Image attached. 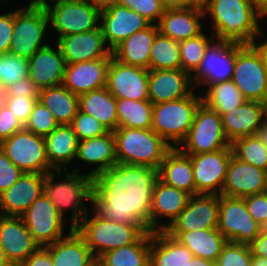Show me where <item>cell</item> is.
<instances>
[{"mask_svg":"<svg viewBox=\"0 0 267 266\" xmlns=\"http://www.w3.org/2000/svg\"><path fill=\"white\" fill-rule=\"evenodd\" d=\"M159 169L117 163L93 178L94 211L104 220L136 224L150 232L153 188Z\"/></svg>","mask_w":267,"mask_h":266,"instance_id":"1","label":"cell"},{"mask_svg":"<svg viewBox=\"0 0 267 266\" xmlns=\"http://www.w3.org/2000/svg\"><path fill=\"white\" fill-rule=\"evenodd\" d=\"M204 11L212 18L213 35L219 41L252 45L256 37L265 34L259 26L260 14L250 0H212Z\"/></svg>","mask_w":267,"mask_h":266,"instance_id":"2","label":"cell"},{"mask_svg":"<svg viewBox=\"0 0 267 266\" xmlns=\"http://www.w3.org/2000/svg\"><path fill=\"white\" fill-rule=\"evenodd\" d=\"M79 169H74L72 172L67 173L64 170L65 179L62 181L61 173L63 170H54L45 174L43 185V193L54 204L58 213L63 217L64 211L72 207V215L70 220V228H75L88 213L85 207V200L92 203L93 192V177L88 174H81ZM61 179L55 183V175Z\"/></svg>","mask_w":267,"mask_h":266,"instance_id":"3","label":"cell"},{"mask_svg":"<svg viewBox=\"0 0 267 266\" xmlns=\"http://www.w3.org/2000/svg\"><path fill=\"white\" fill-rule=\"evenodd\" d=\"M117 162L159 169L173 148L152 128L118 127L114 132Z\"/></svg>","mask_w":267,"mask_h":266,"instance_id":"4","label":"cell"},{"mask_svg":"<svg viewBox=\"0 0 267 266\" xmlns=\"http://www.w3.org/2000/svg\"><path fill=\"white\" fill-rule=\"evenodd\" d=\"M75 227L97 259L102 254L135 243L145 232L136 224L104 220L95 211Z\"/></svg>","mask_w":267,"mask_h":266,"instance_id":"5","label":"cell"},{"mask_svg":"<svg viewBox=\"0 0 267 266\" xmlns=\"http://www.w3.org/2000/svg\"><path fill=\"white\" fill-rule=\"evenodd\" d=\"M195 93L153 105L151 128L173 148L179 147L193 123L196 109L202 102Z\"/></svg>","mask_w":267,"mask_h":266,"instance_id":"6","label":"cell"},{"mask_svg":"<svg viewBox=\"0 0 267 266\" xmlns=\"http://www.w3.org/2000/svg\"><path fill=\"white\" fill-rule=\"evenodd\" d=\"M180 145L183 146L177 148L184 154H201L231 148L223 131L221 115L203 102L196 109L190 130Z\"/></svg>","mask_w":267,"mask_h":266,"instance_id":"7","label":"cell"},{"mask_svg":"<svg viewBox=\"0 0 267 266\" xmlns=\"http://www.w3.org/2000/svg\"><path fill=\"white\" fill-rule=\"evenodd\" d=\"M101 6L85 0H65L46 9L49 24L58 38L99 27Z\"/></svg>","mask_w":267,"mask_h":266,"instance_id":"8","label":"cell"},{"mask_svg":"<svg viewBox=\"0 0 267 266\" xmlns=\"http://www.w3.org/2000/svg\"><path fill=\"white\" fill-rule=\"evenodd\" d=\"M231 80L246 100L265 102L267 70L260 52L253 45H239Z\"/></svg>","mask_w":267,"mask_h":266,"instance_id":"9","label":"cell"},{"mask_svg":"<svg viewBox=\"0 0 267 266\" xmlns=\"http://www.w3.org/2000/svg\"><path fill=\"white\" fill-rule=\"evenodd\" d=\"M48 24V15L44 9L24 6L15 10L9 53L29 59L39 49L47 46L48 44H43V38Z\"/></svg>","mask_w":267,"mask_h":266,"instance_id":"10","label":"cell"},{"mask_svg":"<svg viewBox=\"0 0 267 266\" xmlns=\"http://www.w3.org/2000/svg\"><path fill=\"white\" fill-rule=\"evenodd\" d=\"M0 148L25 173L46 174L54 171L46 157L44 137L25 128L1 142Z\"/></svg>","mask_w":267,"mask_h":266,"instance_id":"11","label":"cell"},{"mask_svg":"<svg viewBox=\"0 0 267 266\" xmlns=\"http://www.w3.org/2000/svg\"><path fill=\"white\" fill-rule=\"evenodd\" d=\"M217 229L227 241L249 245L263 228L248 213L243 198L221 194Z\"/></svg>","mask_w":267,"mask_h":266,"instance_id":"12","label":"cell"},{"mask_svg":"<svg viewBox=\"0 0 267 266\" xmlns=\"http://www.w3.org/2000/svg\"><path fill=\"white\" fill-rule=\"evenodd\" d=\"M20 217L40 247L53 244L64 237V217L44 193Z\"/></svg>","mask_w":267,"mask_h":266,"instance_id":"13","label":"cell"},{"mask_svg":"<svg viewBox=\"0 0 267 266\" xmlns=\"http://www.w3.org/2000/svg\"><path fill=\"white\" fill-rule=\"evenodd\" d=\"M219 195L196 194L190 196L186 207L163 231L184 233L218 227Z\"/></svg>","mask_w":267,"mask_h":266,"instance_id":"14","label":"cell"},{"mask_svg":"<svg viewBox=\"0 0 267 266\" xmlns=\"http://www.w3.org/2000/svg\"><path fill=\"white\" fill-rule=\"evenodd\" d=\"M151 24L134 10L115 1L107 3L101 8L99 26L106 44L109 43L107 47L111 50L135 32L141 31Z\"/></svg>","mask_w":267,"mask_h":266,"instance_id":"15","label":"cell"},{"mask_svg":"<svg viewBox=\"0 0 267 266\" xmlns=\"http://www.w3.org/2000/svg\"><path fill=\"white\" fill-rule=\"evenodd\" d=\"M215 41L208 46L200 66L191 75L192 82L195 81V88L229 81L232 78L237 47L240 44Z\"/></svg>","mask_w":267,"mask_h":266,"instance_id":"16","label":"cell"},{"mask_svg":"<svg viewBox=\"0 0 267 266\" xmlns=\"http://www.w3.org/2000/svg\"><path fill=\"white\" fill-rule=\"evenodd\" d=\"M232 154V148L201 154H186L192 161L196 194L221 195Z\"/></svg>","mask_w":267,"mask_h":266,"instance_id":"17","label":"cell"},{"mask_svg":"<svg viewBox=\"0 0 267 266\" xmlns=\"http://www.w3.org/2000/svg\"><path fill=\"white\" fill-rule=\"evenodd\" d=\"M149 69L125 65L111 58L106 88L116 99L149 100Z\"/></svg>","mask_w":267,"mask_h":266,"instance_id":"18","label":"cell"},{"mask_svg":"<svg viewBox=\"0 0 267 266\" xmlns=\"http://www.w3.org/2000/svg\"><path fill=\"white\" fill-rule=\"evenodd\" d=\"M66 64L112 58V50L105 47L106 42L100 26L92 31L57 38Z\"/></svg>","mask_w":267,"mask_h":266,"instance_id":"19","label":"cell"},{"mask_svg":"<svg viewBox=\"0 0 267 266\" xmlns=\"http://www.w3.org/2000/svg\"><path fill=\"white\" fill-rule=\"evenodd\" d=\"M0 245L12 266H19L40 247L21 217L2 215Z\"/></svg>","mask_w":267,"mask_h":266,"instance_id":"20","label":"cell"},{"mask_svg":"<svg viewBox=\"0 0 267 266\" xmlns=\"http://www.w3.org/2000/svg\"><path fill=\"white\" fill-rule=\"evenodd\" d=\"M266 191L267 171L243 162L232 154L221 194L243 198Z\"/></svg>","mask_w":267,"mask_h":266,"instance_id":"21","label":"cell"},{"mask_svg":"<svg viewBox=\"0 0 267 266\" xmlns=\"http://www.w3.org/2000/svg\"><path fill=\"white\" fill-rule=\"evenodd\" d=\"M195 89L191 75L180 69L149 70V101L155 105L189 96Z\"/></svg>","mask_w":267,"mask_h":266,"instance_id":"22","label":"cell"},{"mask_svg":"<svg viewBox=\"0 0 267 266\" xmlns=\"http://www.w3.org/2000/svg\"><path fill=\"white\" fill-rule=\"evenodd\" d=\"M45 174L23 173L0 194V215L20 217L43 193Z\"/></svg>","mask_w":267,"mask_h":266,"instance_id":"23","label":"cell"},{"mask_svg":"<svg viewBox=\"0 0 267 266\" xmlns=\"http://www.w3.org/2000/svg\"><path fill=\"white\" fill-rule=\"evenodd\" d=\"M111 58L67 64L62 85L80 96L106 86L107 70Z\"/></svg>","mask_w":267,"mask_h":266,"instance_id":"24","label":"cell"},{"mask_svg":"<svg viewBox=\"0 0 267 266\" xmlns=\"http://www.w3.org/2000/svg\"><path fill=\"white\" fill-rule=\"evenodd\" d=\"M226 138L232 143L235 139L256 135L266 120L264 102L246 100L241 106L221 115Z\"/></svg>","mask_w":267,"mask_h":266,"instance_id":"25","label":"cell"},{"mask_svg":"<svg viewBox=\"0 0 267 266\" xmlns=\"http://www.w3.org/2000/svg\"><path fill=\"white\" fill-rule=\"evenodd\" d=\"M56 46L54 49L48 44L28 59V77L40 89L63 83L67 64L58 45Z\"/></svg>","mask_w":267,"mask_h":266,"instance_id":"26","label":"cell"},{"mask_svg":"<svg viewBox=\"0 0 267 266\" xmlns=\"http://www.w3.org/2000/svg\"><path fill=\"white\" fill-rule=\"evenodd\" d=\"M189 197L190 195L185 191L169 186L158 179L152 193L150 232L164 230L186 207ZM158 217H167L170 222L162 225Z\"/></svg>","mask_w":267,"mask_h":266,"instance_id":"27","label":"cell"},{"mask_svg":"<svg viewBox=\"0 0 267 266\" xmlns=\"http://www.w3.org/2000/svg\"><path fill=\"white\" fill-rule=\"evenodd\" d=\"M204 12L193 7L165 9L157 24L159 31L178 42L193 38L203 31L199 20L203 17L206 18Z\"/></svg>","mask_w":267,"mask_h":266,"instance_id":"28","label":"cell"},{"mask_svg":"<svg viewBox=\"0 0 267 266\" xmlns=\"http://www.w3.org/2000/svg\"><path fill=\"white\" fill-rule=\"evenodd\" d=\"M158 32L157 24L135 32L112 50L113 58L125 65L149 69L151 48Z\"/></svg>","mask_w":267,"mask_h":266,"instance_id":"29","label":"cell"},{"mask_svg":"<svg viewBox=\"0 0 267 266\" xmlns=\"http://www.w3.org/2000/svg\"><path fill=\"white\" fill-rule=\"evenodd\" d=\"M53 244L45 246L52 257L53 266H93L97 259L84 238L75 228Z\"/></svg>","mask_w":267,"mask_h":266,"instance_id":"30","label":"cell"},{"mask_svg":"<svg viewBox=\"0 0 267 266\" xmlns=\"http://www.w3.org/2000/svg\"><path fill=\"white\" fill-rule=\"evenodd\" d=\"M76 158L89 165H96V168L88 173V175L93 178L105 172L109 167L116 165L118 162L114 133L108 131L99 137L80 140L77 147Z\"/></svg>","mask_w":267,"mask_h":266,"instance_id":"31","label":"cell"},{"mask_svg":"<svg viewBox=\"0 0 267 266\" xmlns=\"http://www.w3.org/2000/svg\"><path fill=\"white\" fill-rule=\"evenodd\" d=\"M159 179L169 186L196 195L191 158L177 147L172 148L164 157L159 168Z\"/></svg>","mask_w":267,"mask_h":266,"instance_id":"32","label":"cell"},{"mask_svg":"<svg viewBox=\"0 0 267 266\" xmlns=\"http://www.w3.org/2000/svg\"><path fill=\"white\" fill-rule=\"evenodd\" d=\"M46 157L54 170H67L66 164L75 160L79 140L70 125H58L44 137Z\"/></svg>","mask_w":267,"mask_h":266,"instance_id":"33","label":"cell"},{"mask_svg":"<svg viewBox=\"0 0 267 266\" xmlns=\"http://www.w3.org/2000/svg\"><path fill=\"white\" fill-rule=\"evenodd\" d=\"M193 257L186 246L163 230L151 232L149 266H186Z\"/></svg>","mask_w":267,"mask_h":266,"instance_id":"34","label":"cell"},{"mask_svg":"<svg viewBox=\"0 0 267 266\" xmlns=\"http://www.w3.org/2000/svg\"><path fill=\"white\" fill-rule=\"evenodd\" d=\"M167 234L186 246L194 257L212 262L217 261L223 246L227 243V240L217 228Z\"/></svg>","mask_w":267,"mask_h":266,"instance_id":"35","label":"cell"},{"mask_svg":"<svg viewBox=\"0 0 267 266\" xmlns=\"http://www.w3.org/2000/svg\"><path fill=\"white\" fill-rule=\"evenodd\" d=\"M79 111L96 118L108 131L118 128L116 98L106 87L80 95Z\"/></svg>","mask_w":267,"mask_h":266,"instance_id":"36","label":"cell"},{"mask_svg":"<svg viewBox=\"0 0 267 266\" xmlns=\"http://www.w3.org/2000/svg\"><path fill=\"white\" fill-rule=\"evenodd\" d=\"M59 125H70L79 111V96L62 84L40 89L39 100Z\"/></svg>","mask_w":267,"mask_h":266,"instance_id":"37","label":"cell"},{"mask_svg":"<svg viewBox=\"0 0 267 266\" xmlns=\"http://www.w3.org/2000/svg\"><path fill=\"white\" fill-rule=\"evenodd\" d=\"M151 232H145L135 243L108 251L97 258L99 266H149Z\"/></svg>","mask_w":267,"mask_h":266,"instance_id":"38","label":"cell"},{"mask_svg":"<svg viewBox=\"0 0 267 266\" xmlns=\"http://www.w3.org/2000/svg\"><path fill=\"white\" fill-rule=\"evenodd\" d=\"M201 97L205 105L220 115L228 113L246 101L232 80L209 85L206 94L202 93Z\"/></svg>","mask_w":267,"mask_h":266,"instance_id":"39","label":"cell"},{"mask_svg":"<svg viewBox=\"0 0 267 266\" xmlns=\"http://www.w3.org/2000/svg\"><path fill=\"white\" fill-rule=\"evenodd\" d=\"M118 127L149 129L152 126L153 104L149 100L116 99Z\"/></svg>","mask_w":267,"mask_h":266,"instance_id":"40","label":"cell"},{"mask_svg":"<svg viewBox=\"0 0 267 266\" xmlns=\"http://www.w3.org/2000/svg\"><path fill=\"white\" fill-rule=\"evenodd\" d=\"M180 46L178 41L156 34L149 58V70L180 69Z\"/></svg>","mask_w":267,"mask_h":266,"instance_id":"41","label":"cell"},{"mask_svg":"<svg viewBox=\"0 0 267 266\" xmlns=\"http://www.w3.org/2000/svg\"><path fill=\"white\" fill-rule=\"evenodd\" d=\"M231 148L233 155L239 160L267 171V146L257 135L235 139Z\"/></svg>","mask_w":267,"mask_h":266,"instance_id":"42","label":"cell"},{"mask_svg":"<svg viewBox=\"0 0 267 266\" xmlns=\"http://www.w3.org/2000/svg\"><path fill=\"white\" fill-rule=\"evenodd\" d=\"M203 32L193 38L179 42L181 69L192 75L200 66L208 46L215 40Z\"/></svg>","mask_w":267,"mask_h":266,"instance_id":"43","label":"cell"},{"mask_svg":"<svg viewBox=\"0 0 267 266\" xmlns=\"http://www.w3.org/2000/svg\"><path fill=\"white\" fill-rule=\"evenodd\" d=\"M28 76V58L14 54H0V79L6 87Z\"/></svg>","mask_w":267,"mask_h":266,"instance_id":"44","label":"cell"},{"mask_svg":"<svg viewBox=\"0 0 267 266\" xmlns=\"http://www.w3.org/2000/svg\"><path fill=\"white\" fill-rule=\"evenodd\" d=\"M58 125L59 124L55 121L50 110L37 100L33 106L28 121L24 125V128L38 136L46 137Z\"/></svg>","mask_w":267,"mask_h":266,"instance_id":"45","label":"cell"},{"mask_svg":"<svg viewBox=\"0 0 267 266\" xmlns=\"http://www.w3.org/2000/svg\"><path fill=\"white\" fill-rule=\"evenodd\" d=\"M252 253L249 245L227 241L215 266H251Z\"/></svg>","mask_w":267,"mask_h":266,"instance_id":"46","label":"cell"},{"mask_svg":"<svg viewBox=\"0 0 267 266\" xmlns=\"http://www.w3.org/2000/svg\"><path fill=\"white\" fill-rule=\"evenodd\" d=\"M70 126L79 141L99 137L108 132L96 118L81 111H78Z\"/></svg>","mask_w":267,"mask_h":266,"instance_id":"47","label":"cell"},{"mask_svg":"<svg viewBox=\"0 0 267 266\" xmlns=\"http://www.w3.org/2000/svg\"><path fill=\"white\" fill-rule=\"evenodd\" d=\"M116 3L134 10L152 24H158L164 14L165 7L161 0H114Z\"/></svg>","mask_w":267,"mask_h":266,"instance_id":"48","label":"cell"},{"mask_svg":"<svg viewBox=\"0 0 267 266\" xmlns=\"http://www.w3.org/2000/svg\"><path fill=\"white\" fill-rule=\"evenodd\" d=\"M248 213L262 228H267V191L243 197Z\"/></svg>","mask_w":267,"mask_h":266,"instance_id":"49","label":"cell"},{"mask_svg":"<svg viewBox=\"0 0 267 266\" xmlns=\"http://www.w3.org/2000/svg\"><path fill=\"white\" fill-rule=\"evenodd\" d=\"M23 173L0 148V194L17 182Z\"/></svg>","mask_w":267,"mask_h":266,"instance_id":"50","label":"cell"},{"mask_svg":"<svg viewBox=\"0 0 267 266\" xmlns=\"http://www.w3.org/2000/svg\"><path fill=\"white\" fill-rule=\"evenodd\" d=\"M36 102L37 99L34 97L16 96L7 97L4 104L15 114L23 125H25Z\"/></svg>","mask_w":267,"mask_h":266,"instance_id":"51","label":"cell"},{"mask_svg":"<svg viewBox=\"0 0 267 266\" xmlns=\"http://www.w3.org/2000/svg\"><path fill=\"white\" fill-rule=\"evenodd\" d=\"M24 128L23 123L5 105H0V143Z\"/></svg>","mask_w":267,"mask_h":266,"instance_id":"52","label":"cell"},{"mask_svg":"<svg viewBox=\"0 0 267 266\" xmlns=\"http://www.w3.org/2000/svg\"><path fill=\"white\" fill-rule=\"evenodd\" d=\"M40 88L28 76L7 87V97L25 96L39 100Z\"/></svg>","mask_w":267,"mask_h":266,"instance_id":"53","label":"cell"},{"mask_svg":"<svg viewBox=\"0 0 267 266\" xmlns=\"http://www.w3.org/2000/svg\"><path fill=\"white\" fill-rule=\"evenodd\" d=\"M14 29V11L0 14V54L9 53Z\"/></svg>","mask_w":267,"mask_h":266,"instance_id":"54","label":"cell"},{"mask_svg":"<svg viewBox=\"0 0 267 266\" xmlns=\"http://www.w3.org/2000/svg\"><path fill=\"white\" fill-rule=\"evenodd\" d=\"M19 266H53L52 257L46 247H39Z\"/></svg>","mask_w":267,"mask_h":266,"instance_id":"55","label":"cell"},{"mask_svg":"<svg viewBox=\"0 0 267 266\" xmlns=\"http://www.w3.org/2000/svg\"><path fill=\"white\" fill-rule=\"evenodd\" d=\"M252 256L267 258V228H263L259 235L249 244Z\"/></svg>","mask_w":267,"mask_h":266,"instance_id":"56","label":"cell"},{"mask_svg":"<svg viewBox=\"0 0 267 266\" xmlns=\"http://www.w3.org/2000/svg\"><path fill=\"white\" fill-rule=\"evenodd\" d=\"M161 3L166 9L191 7V0H161Z\"/></svg>","mask_w":267,"mask_h":266,"instance_id":"57","label":"cell"},{"mask_svg":"<svg viewBox=\"0 0 267 266\" xmlns=\"http://www.w3.org/2000/svg\"><path fill=\"white\" fill-rule=\"evenodd\" d=\"M56 4L60 3L65 0H50V2ZM50 2H47V0H31L28 7L25 8H31V9H44L46 10L48 7L51 6Z\"/></svg>","mask_w":267,"mask_h":266,"instance_id":"58","label":"cell"},{"mask_svg":"<svg viewBox=\"0 0 267 266\" xmlns=\"http://www.w3.org/2000/svg\"><path fill=\"white\" fill-rule=\"evenodd\" d=\"M252 45L260 52L264 62V66L267 70V38L264 40L263 43H257L254 41Z\"/></svg>","mask_w":267,"mask_h":266,"instance_id":"59","label":"cell"},{"mask_svg":"<svg viewBox=\"0 0 267 266\" xmlns=\"http://www.w3.org/2000/svg\"><path fill=\"white\" fill-rule=\"evenodd\" d=\"M186 266H215V262L199 257H193V259L188 262Z\"/></svg>","mask_w":267,"mask_h":266,"instance_id":"60","label":"cell"},{"mask_svg":"<svg viewBox=\"0 0 267 266\" xmlns=\"http://www.w3.org/2000/svg\"><path fill=\"white\" fill-rule=\"evenodd\" d=\"M256 135L267 146V120H265L259 127V130L257 131Z\"/></svg>","mask_w":267,"mask_h":266,"instance_id":"61","label":"cell"},{"mask_svg":"<svg viewBox=\"0 0 267 266\" xmlns=\"http://www.w3.org/2000/svg\"><path fill=\"white\" fill-rule=\"evenodd\" d=\"M212 0H191V7L205 10Z\"/></svg>","mask_w":267,"mask_h":266,"instance_id":"62","label":"cell"},{"mask_svg":"<svg viewBox=\"0 0 267 266\" xmlns=\"http://www.w3.org/2000/svg\"><path fill=\"white\" fill-rule=\"evenodd\" d=\"M254 9L260 14L267 8V0H250Z\"/></svg>","mask_w":267,"mask_h":266,"instance_id":"63","label":"cell"},{"mask_svg":"<svg viewBox=\"0 0 267 266\" xmlns=\"http://www.w3.org/2000/svg\"><path fill=\"white\" fill-rule=\"evenodd\" d=\"M251 266H267V258L252 256Z\"/></svg>","mask_w":267,"mask_h":266,"instance_id":"64","label":"cell"},{"mask_svg":"<svg viewBox=\"0 0 267 266\" xmlns=\"http://www.w3.org/2000/svg\"><path fill=\"white\" fill-rule=\"evenodd\" d=\"M7 98V87L4 82L0 79V105L4 104Z\"/></svg>","mask_w":267,"mask_h":266,"instance_id":"65","label":"cell"},{"mask_svg":"<svg viewBox=\"0 0 267 266\" xmlns=\"http://www.w3.org/2000/svg\"><path fill=\"white\" fill-rule=\"evenodd\" d=\"M0 266H12L7 260L1 245H0Z\"/></svg>","mask_w":267,"mask_h":266,"instance_id":"66","label":"cell"},{"mask_svg":"<svg viewBox=\"0 0 267 266\" xmlns=\"http://www.w3.org/2000/svg\"><path fill=\"white\" fill-rule=\"evenodd\" d=\"M85 1L95 3V4H98V5H100L101 7H103V6L106 5L107 3H110V2H112V1H114V0H85Z\"/></svg>","mask_w":267,"mask_h":266,"instance_id":"67","label":"cell"},{"mask_svg":"<svg viewBox=\"0 0 267 266\" xmlns=\"http://www.w3.org/2000/svg\"><path fill=\"white\" fill-rule=\"evenodd\" d=\"M260 19L262 18H264V17H267V8L262 12V13H260Z\"/></svg>","mask_w":267,"mask_h":266,"instance_id":"68","label":"cell"},{"mask_svg":"<svg viewBox=\"0 0 267 266\" xmlns=\"http://www.w3.org/2000/svg\"><path fill=\"white\" fill-rule=\"evenodd\" d=\"M264 104H265V114H266V120H267V99H266V101L264 102Z\"/></svg>","mask_w":267,"mask_h":266,"instance_id":"69","label":"cell"}]
</instances>
